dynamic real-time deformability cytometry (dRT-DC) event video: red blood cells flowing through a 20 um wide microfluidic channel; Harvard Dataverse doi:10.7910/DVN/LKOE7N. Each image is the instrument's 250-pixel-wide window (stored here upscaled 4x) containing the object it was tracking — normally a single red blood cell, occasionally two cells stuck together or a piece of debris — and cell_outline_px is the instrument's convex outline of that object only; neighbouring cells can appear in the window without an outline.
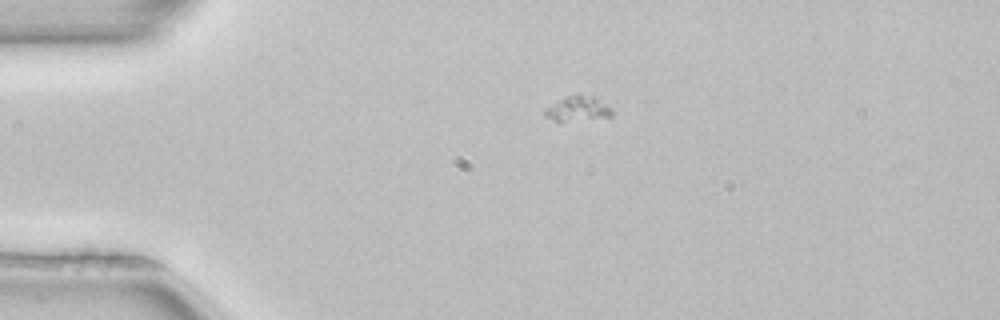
{"species": "common noctule bat (a hibernating species)", "species_latin": "Nyctalus noctula", "temperature_condition": "room temperature", "stored_images_in_passage": 3, "camera_frame_rate_fps": 3000, "um_per_image_px": 0.085, "animal": {"sex": "female", "body_mass_g": 22.7, "forearm_length_mm": 54.2}, "frame": {"image": 1, "passage_image": 2, "time_ms": 0.333, "image_size_px": [1000, 320], "cell_outline_px": [[612, 116], [560, 124], [544, 116], [544, 108], [564, 96], [580, 92], [592, 96], [612, 108]], "centroid_in_image_um": [49.04, 9.26], "position_along_channel_um": 36.0, "area_um2": 10.46}}